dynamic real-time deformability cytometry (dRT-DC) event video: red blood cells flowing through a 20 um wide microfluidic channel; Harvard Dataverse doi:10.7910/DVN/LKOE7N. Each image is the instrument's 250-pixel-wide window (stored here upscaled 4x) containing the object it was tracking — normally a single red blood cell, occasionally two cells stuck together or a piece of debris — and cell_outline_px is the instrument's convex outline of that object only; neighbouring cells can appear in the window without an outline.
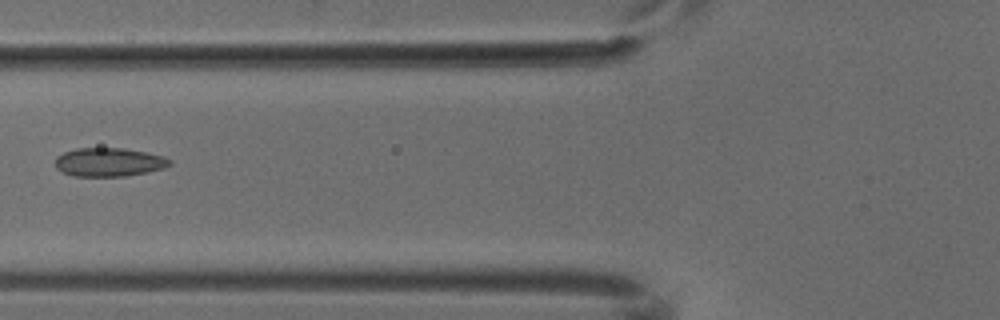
{"species": "common noctule bat (a hibernating species)", "species_latin": "Nyctalus noctula", "temperature_condition": "cold", "stored_images_in_passage": 5, "camera_frame_rate_fps": 3000, "um_per_image_px": 0.085, "animal": {"sex": "male", "body_mass_g": 18.8}, "frame": {"image": 1, "passage_image": 4, "time_ms": 1.0, "image_size_px": [1000, 320], "cell_outline_px": [[172, 164], [164, 168], [148, 172], [124, 176], [72, 176], [56, 168], [56, 156], [64, 152], [76, 148], [124, 148], [164, 156], [172, 160]], "centroid_in_image_um": [9.28, 13.78], "position_along_channel_um": 116.5, "area_um2": 19.13}}
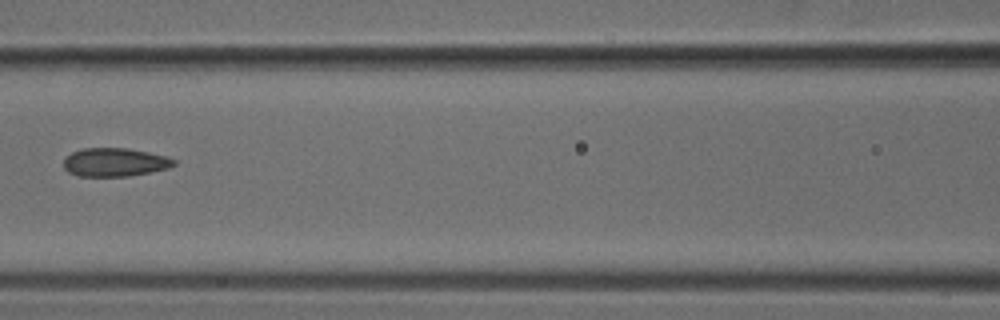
{"frame": {"image": 2, "passage_image": 5, "time_ms": 1.333, "image_size_px": [1000, 320], "cell_outline_px": [[176, 164], [168, 168], [128, 176], [76, 176], [68, 172], [64, 168], [64, 160], [72, 152], [84, 148], [128, 148], [168, 156], [176, 160]], "centroid_in_image_um": [9.76, 13.79], "position_along_channel_um": 156.8, "area_um2": 18.26}}